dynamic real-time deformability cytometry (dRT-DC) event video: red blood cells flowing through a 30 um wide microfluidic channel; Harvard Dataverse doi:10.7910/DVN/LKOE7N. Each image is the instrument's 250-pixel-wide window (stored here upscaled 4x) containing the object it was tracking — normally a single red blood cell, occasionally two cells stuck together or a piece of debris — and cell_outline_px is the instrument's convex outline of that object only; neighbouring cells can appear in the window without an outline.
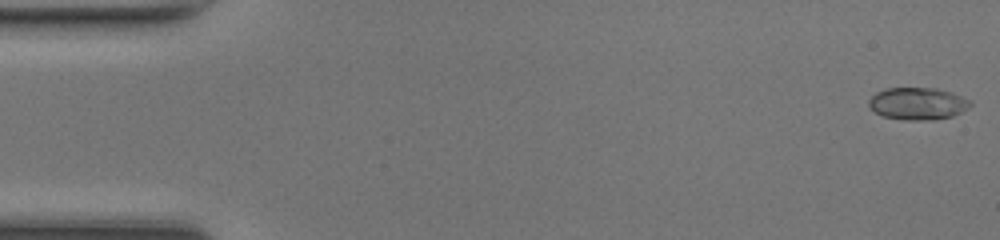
{"species": "common noctule bat (a hibernating species)", "species_latin": "Nyctalus noctula", "temperature_condition": "room temperature", "stored_images_in_passage": 48, "camera_frame_rate_fps": 3000, "um_per_image_px": 0.085, "animal": {"sex": "female", "body_mass_g": 17.0, "forearm_length_mm": 48.0}, "frame": {"image": 1, "passage_image": 1, "time_ms": 0.0, "image_size_px": [1000, 240], "cell_outline_px": [[972, 104], [968, 108], [952, 116], [932, 120], [904, 120], [884, 116], [876, 112], [868, 104], [868, 100], [876, 92], [888, 88], [936, 88], [952, 92], [968, 100]], "centroid_in_image_um": [78.0, 8.8], "position_along_channel_um": 7.0, "area_um2": 18.9}}
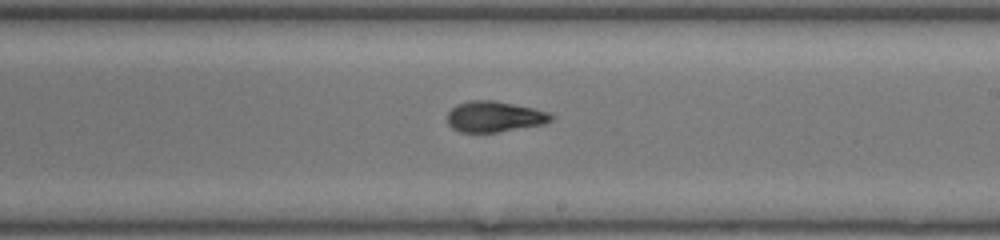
{"frame": {"image": 2, "passage_image": 28, "time_ms": 9.0, "image_size_px": [1000, 240], "cell_outline_px": [[552, 120], [544, 124], [496, 132], [460, 132], [452, 128], [448, 124], [448, 112], [456, 104], [472, 100], [492, 100], [532, 108], [548, 112], [552, 116]], "centroid_in_image_um": [41.99, 9.91], "position_along_channel_um": 247.0, "area_um2": 18.38}}
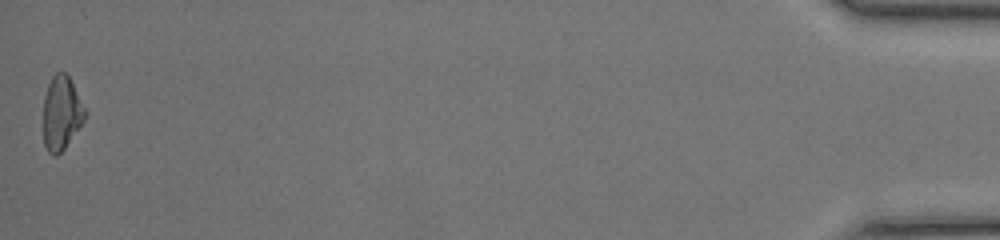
{"frame": {"image": 3, "passage_image": 48, "time_ms": 15.667, "image_size_px": [1000, 240], "cell_outline_px": [[88, 112], [84, 120], [64, 148], [56, 156], [52, 156], [48, 152], [44, 144], [44, 96], [48, 84], [52, 76], [56, 72], [64, 72], [68, 76]], "centroid_in_image_um": [5.23, 9.6], "position_along_channel_um": 430.0, "area_um2": 17.8}, "authors_computed_cell_mechanics": {"area_um2": 18.3804, "velocity_mm_per_s": 4.3272, "shape_relaxation_time_tau1_ms": 3.1929, "shape_relaxation_time_tau2_ms": 1.717, "deformation_change_tau1": 0.1647, "deformation_change_tau2": 0.0887}}